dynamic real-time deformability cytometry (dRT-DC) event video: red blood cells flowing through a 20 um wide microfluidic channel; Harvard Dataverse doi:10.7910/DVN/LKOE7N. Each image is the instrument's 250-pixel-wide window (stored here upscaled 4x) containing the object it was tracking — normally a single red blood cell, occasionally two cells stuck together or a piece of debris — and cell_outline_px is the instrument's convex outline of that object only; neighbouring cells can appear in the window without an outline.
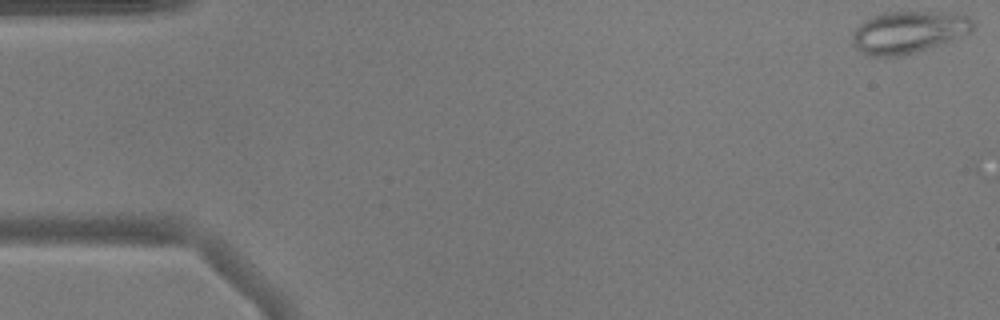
{"species": "common noctule bat (a hibernating species)", "species_latin": "Nyctalus noctula", "temperature_condition": "warm", "stored_images_in_passage": 6, "camera_frame_rate_fps": 3000, "um_per_image_px": 0.085, "animal": {"sex": "male", "body_mass_g": 17.9}, "frame": {"image": 1, "passage_image": 1, "time_ms": 0.0, "image_size_px": [1000, 320], "cell_outline_px": [[976, 24], [972, 32], [956, 40], [944, 44], [916, 52], [900, 56], [872, 56], [856, 48], [852, 44], [852, 32], [864, 20], [872, 16], [884, 12], [956, 12], [968, 16]], "centroid_in_image_um": [77.29, 2.72], "position_along_channel_um": 7.7, "area_um2": 30.11}}